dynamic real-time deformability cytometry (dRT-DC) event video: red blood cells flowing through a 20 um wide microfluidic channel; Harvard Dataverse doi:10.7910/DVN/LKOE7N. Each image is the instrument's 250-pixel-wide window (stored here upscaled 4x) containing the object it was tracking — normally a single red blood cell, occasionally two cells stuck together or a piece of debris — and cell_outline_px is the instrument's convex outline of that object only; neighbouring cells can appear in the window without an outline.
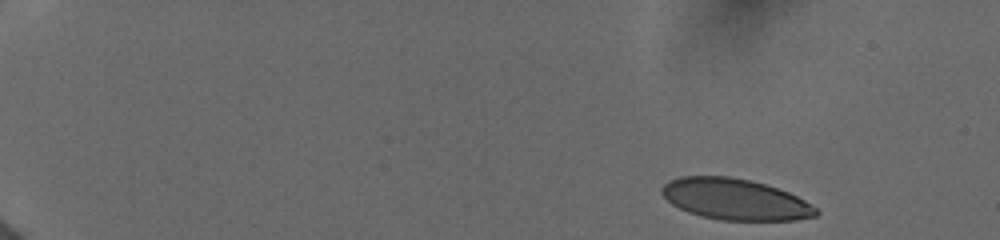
{"species": "human", "species_latin": "Homo sapiens", "temperature_condition": "cold", "stored_images_in_passage": 12, "camera_frame_rate_fps": 3000, "um_per_image_px": 0.085, "donor": {"sex": "female"}, "frame": {"image": 1, "passage_image": 1, "time_ms": 0.0, "image_size_px": [1000, 240], "cell_outline_px": [[820, 212], [816, 216], [796, 220], [720, 220], [700, 216], [688, 212], [672, 204], [660, 192], [660, 188], [668, 180], [680, 176], [732, 176], [764, 184], [788, 192], [804, 200], [816, 208]], "centroid_in_image_um": [62.45, 16.94], "position_along_channel_um": 22.5, "area_um2": 36.93}}
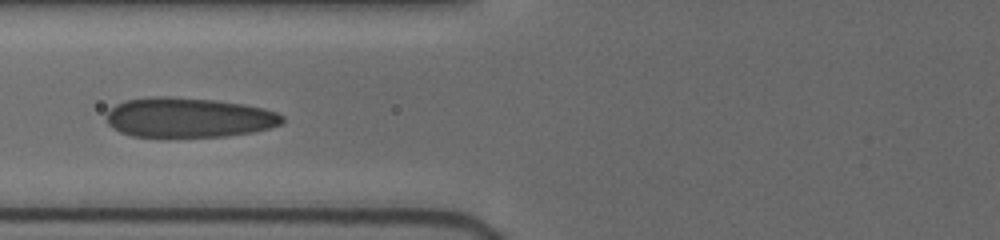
{"frame": {"image": 2, "passage_image": 9, "time_ms": 6.0, "image_size_px": [1000, 240], "cell_outline_px": [[284, 120], [280, 124], [268, 128], [252, 132], [228, 136], [132, 136], [120, 132], [112, 128], [104, 120], [104, 116], [116, 104], [124, 100], [156, 96], [168, 96], [216, 100], [244, 104], [264, 108], [276, 112], [284, 116]], "centroid_in_image_um": [16.01, 9.98], "position_along_channel_um": 109.8, "area_um2": 40.86}}
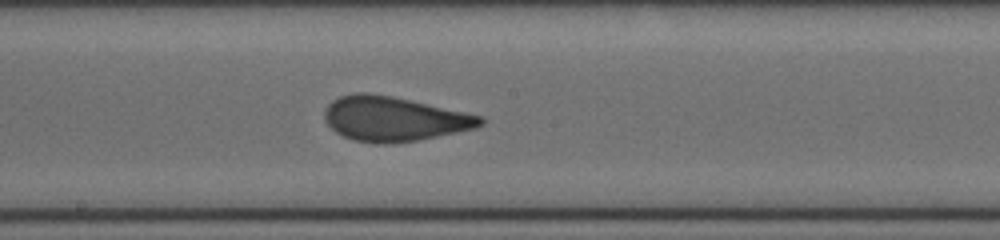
{"frame": {"image": 3, "passage_image": 12, "time_ms": 8.667, "image_size_px": [1000, 240], "cell_outline_px": [[484, 124], [476, 128], [416, 140], [384, 144], [376, 144], [356, 140], [344, 136], [336, 132], [324, 120], [324, 108], [332, 100], [340, 96], [356, 92], [368, 92], [392, 96], [484, 116]], "centroid_in_image_um": [33.47, 10.09], "position_along_channel_um": 214.7, "area_um2": 40.4}}